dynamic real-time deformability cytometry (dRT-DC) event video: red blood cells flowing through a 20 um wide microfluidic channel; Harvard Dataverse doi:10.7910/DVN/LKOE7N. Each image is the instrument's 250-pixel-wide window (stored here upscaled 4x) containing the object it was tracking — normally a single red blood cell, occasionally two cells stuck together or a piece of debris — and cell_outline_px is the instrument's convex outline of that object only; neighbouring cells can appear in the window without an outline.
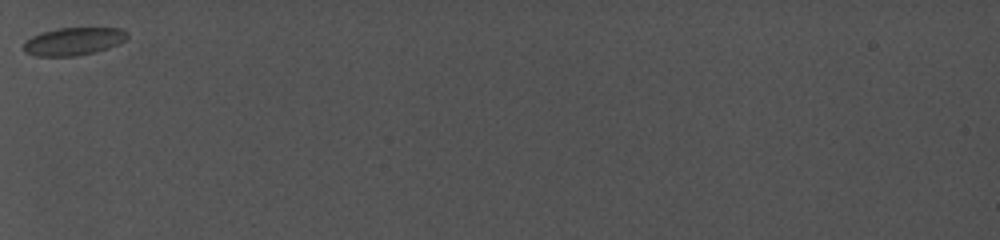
{"species": "common noctule bat (a hibernating species)", "species_latin": "Nyctalus noctula", "temperature_condition": "cold", "stored_images_in_passage": 29, "camera_frame_rate_fps": 5000, "um_per_image_px": 0.085, "animal": {"sex": "female", "body_mass_g": 19.0, "forearm_length_mm": 56.7}, "frame": {"image": 1, "passage_image": 1, "time_ms": 0.0, "image_size_px": [1000, 240], "cell_outline_px": [[128, 36], [124, 40], [108, 48], [92, 52], [72, 56], [40, 56], [24, 52], [24, 44], [32, 36], [44, 32], [60, 28], [120, 28], [128, 32]], "centroid_in_image_um": [6.26, 3.51], "position_along_channel_um": 78.7, "area_um2": 16.36}}
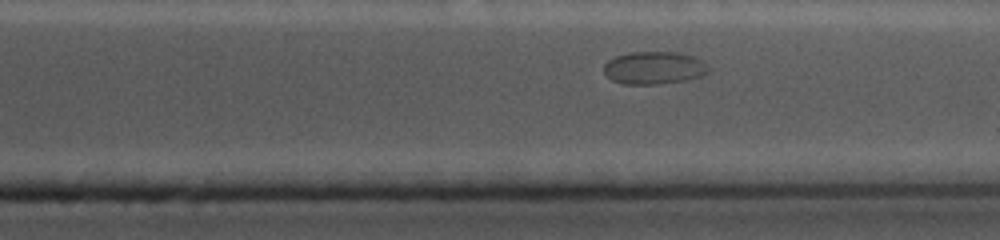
{"frame": {"image": 2, "passage_image": 22, "time_ms": 8.0, "image_size_px": [1000, 240], "cell_outline_px": [[708, 68], [700, 76], [684, 80], [656, 84], [624, 84], [612, 80], [604, 72], [604, 64], [608, 60], [616, 56], [632, 52], [680, 52], [692, 56], [700, 60]], "centroid_in_image_um": [55.53, 5.76], "position_along_channel_um": 355.9, "area_um2": 19.54}}
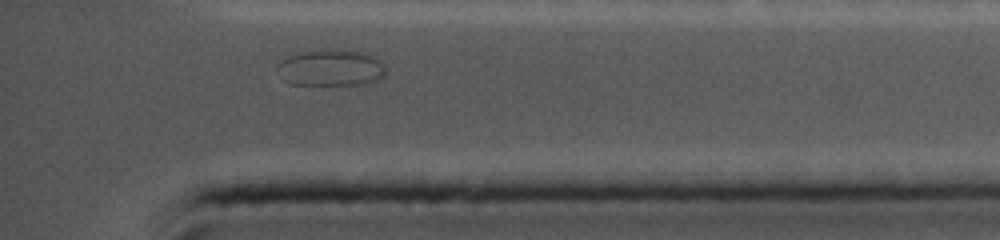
{"frame": {"image": 3, "passage_image": 27, "time_ms": 9.4, "image_size_px": [1000, 240], "cell_outline_px": [[384, 76], [376, 80], [364, 84], [292, 84], [276, 68], [288, 56], [308, 48], [344, 48], [368, 52], [376, 56], [384, 64]], "centroid_in_image_um": [28.19, 5.69], "position_along_channel_um": 407.0, "area_um2": 23.47}}